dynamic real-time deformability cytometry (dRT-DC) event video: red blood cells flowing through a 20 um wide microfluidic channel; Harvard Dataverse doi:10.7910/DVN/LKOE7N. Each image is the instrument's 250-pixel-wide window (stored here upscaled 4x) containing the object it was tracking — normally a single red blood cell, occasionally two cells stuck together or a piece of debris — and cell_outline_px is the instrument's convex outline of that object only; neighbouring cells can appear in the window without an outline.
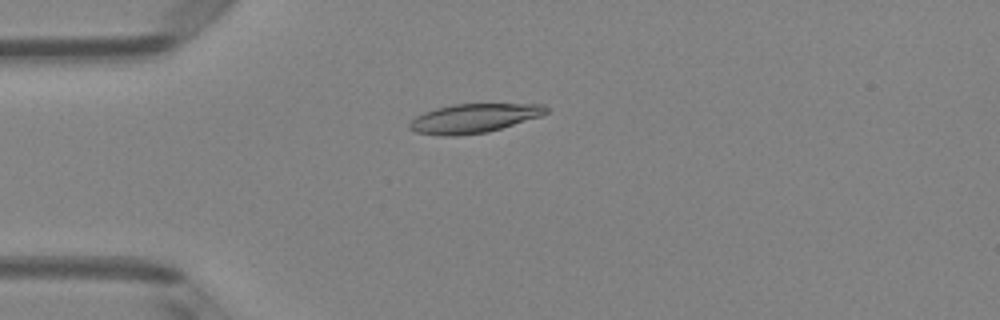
{"species": "Egyptian fruit bat (a non-hibernating species)", "species_latin": "Rousettus aegyptiacus", "temperature_condition": "room temperature", "stored_images_in_passage": 50, "camera_frame_rate_fps": 3000, "um_per_image_px": 0.085, "animal": {"sex": "female"}, "frame": {"image": 1, "passage_image": 13, "time_ms": 4.0, "image_size_px": [1000, 320], "cell_outline_px": [[548, 112], [540, 116], [488, 132], [456, 136], [440, 136], [416, 132], [408, 128], [408, 124], [416, 116], [424, 112], [436, 108], [452, 104], [544, 104], [548, 108]], "centroid_in_image_um": [40.24, 10.06], "position_along_channel_um": 44.8, "area_um2": 23.12}}
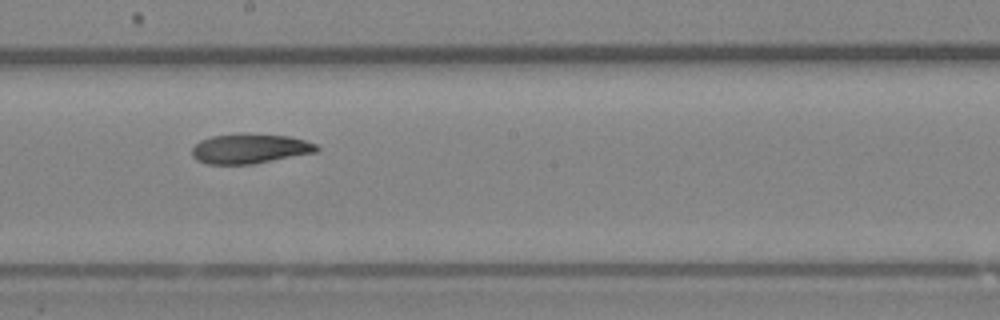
{"frame": {"image": 2, "passage_image": 28, "time_ms": 9.0, "image_size_px": [1000, 320], "cell_outline_px": [[320, 148], [316, 152], [252, 164], [208, 164], [196, 160], [192, 156], [192, 148], [200, 140], [212, 136], [240, 132], [244, 132], [288, 136], [304, 140], [316, 144]], "centroid_in_image_um": [21.21, 12.62], "position_along_channel_um": 227.0, "area_um2": 21.85}}
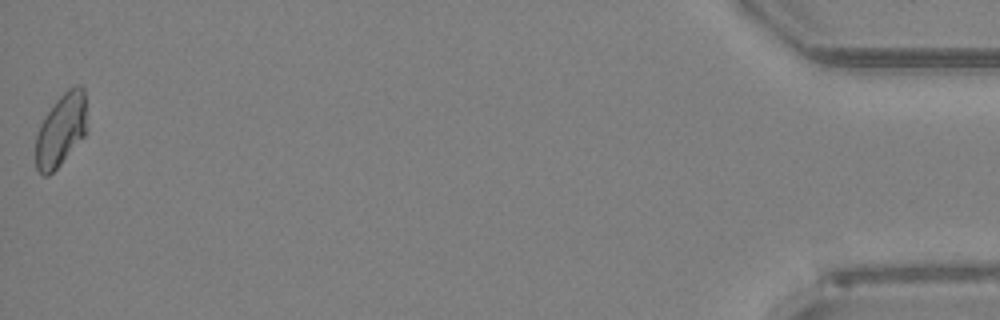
{"frame": {"image": 3, "passage_image": 50, "time_ms": 16.333, "image_size_px": [1000, 320], "cell_outline_px": [[84, 136], [60, 164], [48, 176], [44, 176], [36, 168], [36, 136], [40, 124], [44, 116], [56, 100], [68, 88], [76, 84], [80, 84], [84, 88]], "centroid_in_image_um": [5.14, 11.04], "position_along_channel_um": 430.1, "area_um2": 21.15}, "authors_computed_cell_mechanics": {"area_um2": 22.1085, "velocity_mm_per_s": 4.057, "shape_relaxation_time_tau1_ms": 6.6459, "shape_relaxation_time_tau2_ms": null, "deformation_change_tau1": 0.1837, "deformation_change_tau2": null}}